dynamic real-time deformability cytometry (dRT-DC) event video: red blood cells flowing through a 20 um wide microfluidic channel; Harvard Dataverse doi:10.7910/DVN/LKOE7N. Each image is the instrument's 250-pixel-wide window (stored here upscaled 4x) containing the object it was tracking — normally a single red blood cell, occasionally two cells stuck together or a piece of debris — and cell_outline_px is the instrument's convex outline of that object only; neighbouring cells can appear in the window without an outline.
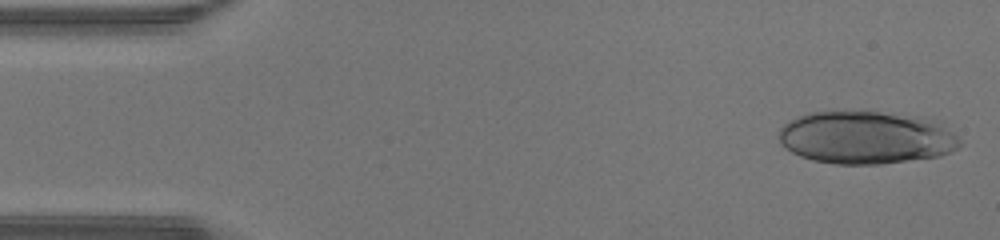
{"species": "human", "species_latin": "Homo sapiens", "temperature_condition": "warm", "stored_images_in_passage": 45, "segment_of_instrument_passage": [1, 2], "camera_frame_rate_fps": 3000, "um_per_image_px": 0.085, "donor": {"sex": "male"}, "frame": {"image": 1, "passage_image": 1, "time_ms": 0.0, "image_size_px": [1000, 240], "cell_outline_px": [[960, 148], [952, 152], [940, 156], [880, 164], [836, 164], [812, 160], [800, 156], [792, 152], [780, 144], [776, 136], [780, 128], [788, 120], [796, 116], [808, 112], [880, 112], [920, 116], [940, 120], [960, 140]], "centroid_in_image_um": [73.62, 11.68], "position_along_channel_um": 11.4, "area_um2": 56.36}}
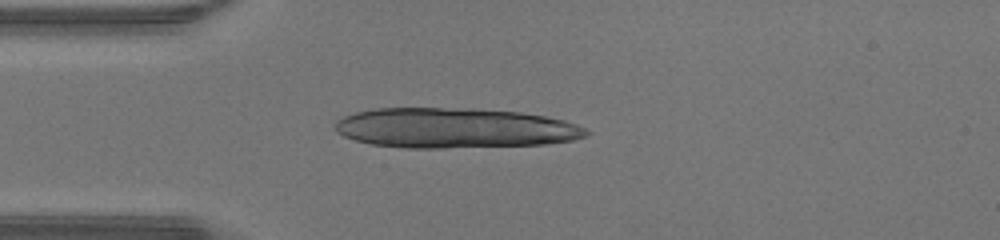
{"frame": {"image": 2, "passage_image": 11, "time_ms": 3.333, "image_size_px": [1000, 240], "cell_outline_px": [[592, 132], [584, 136], [572, 140], [544, 144], [444, 148], [404, 148], [372, 144], [356, 140], [344, 136], [336, 132], [332, 128], [336, 120], [344, 116], [356, 112], [376, 108], [472, 108], [520, 112], [544, 116], [564, 120], [576, 124]], "centroid_in_image_um": [38.61, 10.88], "position_along_channel_um": 46.4, "area_um2": 58.9}}